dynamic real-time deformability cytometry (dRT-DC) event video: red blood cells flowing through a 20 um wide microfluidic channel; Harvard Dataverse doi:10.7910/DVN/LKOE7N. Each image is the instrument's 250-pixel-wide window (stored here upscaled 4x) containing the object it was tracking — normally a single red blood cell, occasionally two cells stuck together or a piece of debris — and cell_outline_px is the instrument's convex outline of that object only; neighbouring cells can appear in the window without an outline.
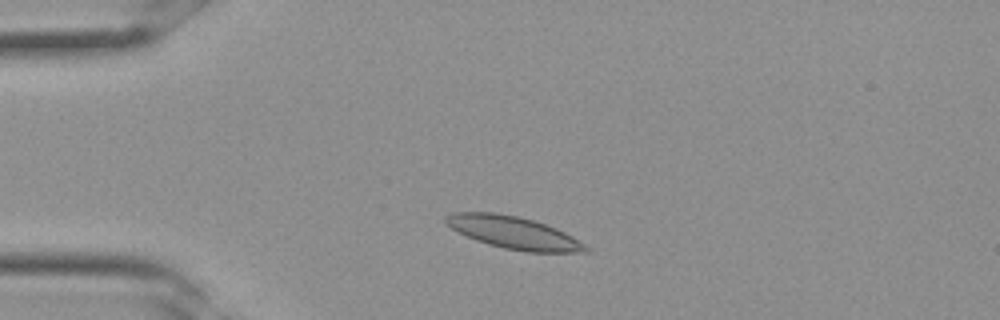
{"species": "Egyptian fruit bat (a non-hibernating species)", "species_latin": "Rousettus aegyptiacus", "temperature_condition": "room temperature", "stored_images_in_passage": 30, "camera_frame_rate_fps": 3000, "um_per_image_px": 0.085, "frame": {"image": 1, "passage_image": 5, "time_ms": 1.333, "image_size_px": [1000, 320], "cell_outline_px": [[588, 252], [524, 252], [504, 248], [488, 244], [476, 240], [456, 232], [444, 224], [444, 216], [452, 212], [496, 212], [516, 216], [532, 220], [556, 228], [572, 236], [584, 244], [588, 248]], "centroid_in_image_um": [43.58, 19.77], "position_along_channel_um": 41.4, "area_um2": 26.47}}
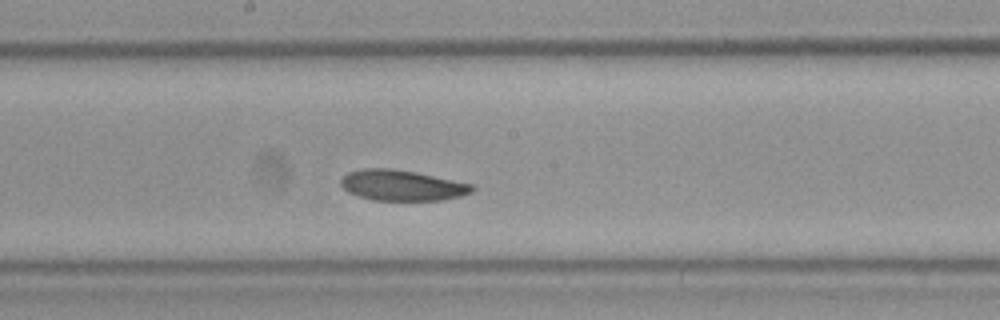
{"frame": {"image": 2, "passage_image": 15, "time_ms": 4.667, "image_size_px": [1000, 320], "cell_outline_px": [[476, 188], [472, 192], [460, 196], [444, 200], [372, 200], [348, 192], [340, 184], [340, 180], [348, 172], [364, 168], [392, 168], [416, 172], [472, 184]], "centroid_in_image_um": [34.17, 15.75], "position_along_channel_um": 214.0, "area_um2": 23.41}}
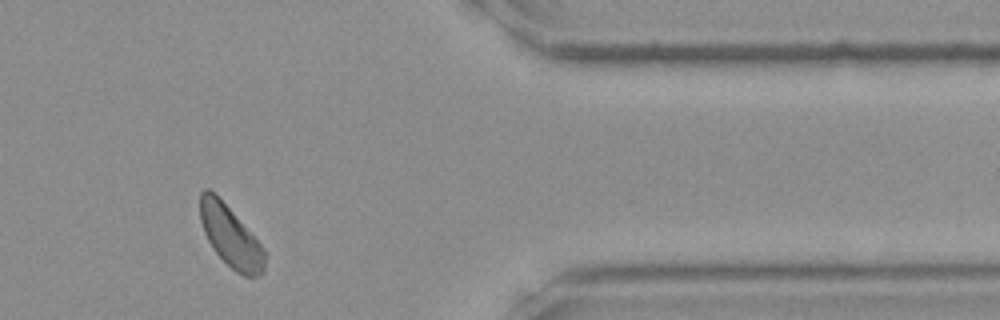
{"frame": {"image": 3, "passage_image": 25, "time_ms": 8.0, "image_size_px": [1000, 320], "cell_outline_px": [[264, 272], [260, 276], [244, 276], [236, 272], [212, 248], [204, 232], [200, 220], [200, 192], [204, 188], [208, 188], [232, 212], [264, 248]], "centroid_in_image_um": [19.58, 20.12], "position_along_channel_um": 391.8, "area_um2": 22.37}}